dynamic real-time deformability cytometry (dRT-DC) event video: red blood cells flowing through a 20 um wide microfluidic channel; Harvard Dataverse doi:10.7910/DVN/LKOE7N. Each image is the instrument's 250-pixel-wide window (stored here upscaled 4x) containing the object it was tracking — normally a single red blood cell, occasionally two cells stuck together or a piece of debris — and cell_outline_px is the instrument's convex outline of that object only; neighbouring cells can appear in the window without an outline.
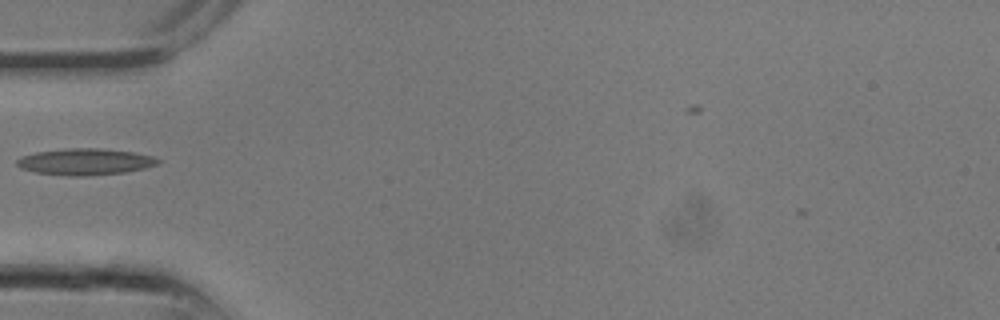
{"species": "common noctule bat (a hibernating species)", "species_latin": "Nyctalus noctula", "temperature_condition": "room temperature", "stored_images_in_passage": 5, "camera_frame_rate_fps": 3000, "um_per_image_px": 0.085, "animal": {"sex": "male", "body_mass_g": 13.3}, "frame": {"image": 1, "passage_image": 1, "time_ms": 0.0, "image_size_px": [1000, 320], "cell_outline_px": [[164, 160], [160, 164], [144, 168], [124, 172], [84, 176], [68, 176], [36, 172], [20, 168], [16, 164], [16, 160], [20, 156], [36, 152], [64, 148], [100, 148], [132, 152], [152, 156]], "centroid_in_image_um": [7.24, 13.74], "position_along_channel_um": 77.8, "area_um2": 21.91}}
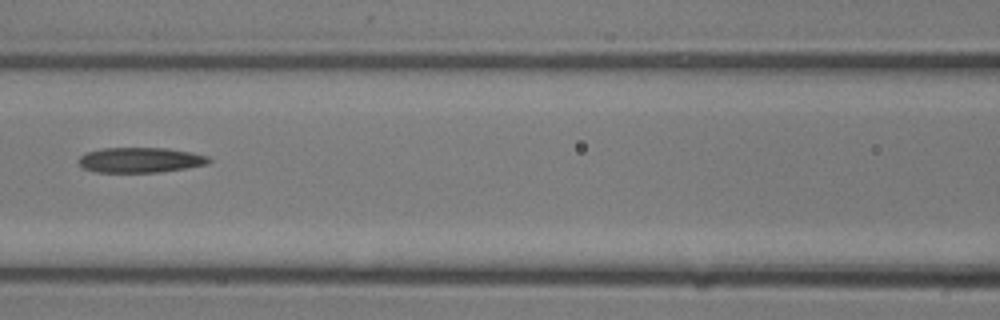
{"frame": {"image": 2, "passage_image": 4, "time_ms": 1.0, "image_size_px": [1000, 320], "cell_outline_px": [[212, 160], [208, 164], [160, 172], [96, 172], [84, 168], [76, 160], [80, 156], [88, 152], [100, 148], [168, 148], [192, 152], [208, 156]], "centroid_in_image_um": [11.93, 13.59], "position_along_channel_um": 154.7, "area_um2": 19.13}}